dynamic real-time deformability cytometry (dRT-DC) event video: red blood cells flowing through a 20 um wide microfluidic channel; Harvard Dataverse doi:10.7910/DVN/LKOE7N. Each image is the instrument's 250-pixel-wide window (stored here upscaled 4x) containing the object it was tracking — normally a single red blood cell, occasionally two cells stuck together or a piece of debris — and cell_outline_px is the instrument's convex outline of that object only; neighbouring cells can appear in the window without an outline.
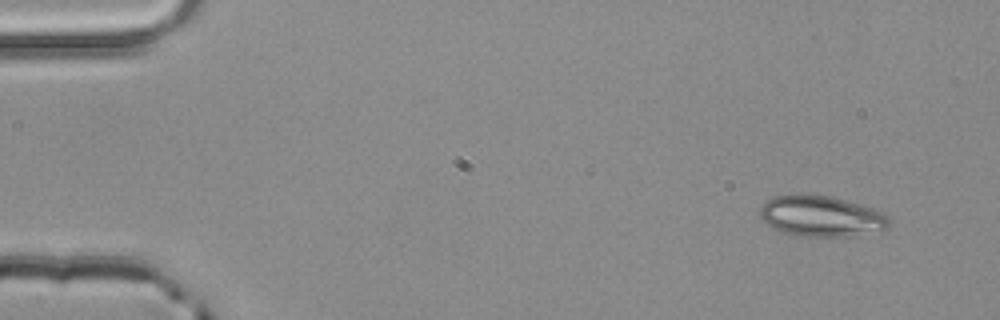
{"species": "common noctule bat (a hibernating species)", "species_latin": "Nyctalus noctula", "temperature_condition": "room temperature", "stored_images_in_passage": 4, "camera_frame_rate_fps": 3000, "um_per_image_px": 0.085, "animal": {"sex": "male", "body_mass_g": 20.4}, "frame": {"image": 1, "passage_image": 1, "time_ms": 0.0, "image_size_px": [1000, 320], "cell_outline_px": [[892, 220], [888, 228], [884, 232], [852, 236], [800, 236], [784, 232], [768, 224], [760, 216], [760, 208], [772, 196], [832, 196], [860, 204], [884, 212]], "centroid_in_image_um": [69.93, 18.41], "position_along_channel_um": 15.1, "area_um2": 30.52}}